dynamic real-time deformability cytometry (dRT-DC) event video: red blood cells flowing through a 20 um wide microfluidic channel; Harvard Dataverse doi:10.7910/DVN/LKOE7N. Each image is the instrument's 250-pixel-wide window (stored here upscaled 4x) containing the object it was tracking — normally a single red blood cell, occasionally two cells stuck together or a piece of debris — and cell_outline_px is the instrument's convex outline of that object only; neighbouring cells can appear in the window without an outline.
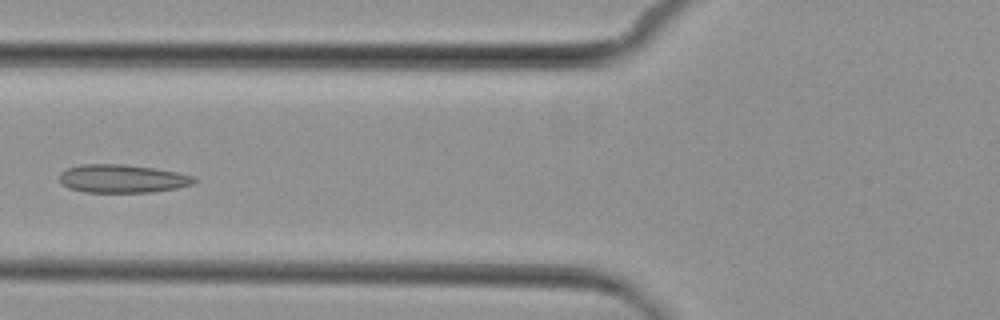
{"species": "common noctule bat (a hibernating species)", "species_latin": "Nyctalus noctula", "temperature_condition": "cold", "stored_images_in_passage": 6, "camera_frame_rate_fps": 3000, "um_per_image_px": 0.085, "animal": {"sex": "female", "body_mass_g": 29.2, "forearm_length_mm": 56.3}, "frame": {"image": 1, "passage_image": 6, "time_ms": 6.667, "image_size_px": [1000, 320], "cell_outline_px": [[196, 180], [192, 184], [176, 188], [152, 192], [84, 192], [68, 188], [60, 184], [60, 172], [64, 168], [80, 164], [124, 164], [156, 168], [196, 176]], "centroid_in_image_um": [10.35, 15.17], "position_along_channel_um": 115.4, "area_um2": 22.43}}